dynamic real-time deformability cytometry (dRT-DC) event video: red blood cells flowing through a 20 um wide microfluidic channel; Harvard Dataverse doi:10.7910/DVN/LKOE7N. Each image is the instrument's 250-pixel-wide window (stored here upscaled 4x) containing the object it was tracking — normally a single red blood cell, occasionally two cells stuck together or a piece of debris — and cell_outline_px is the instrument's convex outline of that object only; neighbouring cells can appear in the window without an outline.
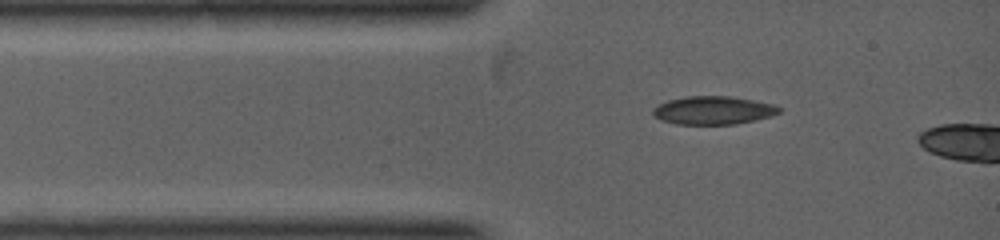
{"species": "common noctule bat (a hibernating species)", "species_latin": "Nyctalus noctula", "temperature_condition": "warm", "stored_images_in_passage": 3, "camera_frame_rate_fps": 5000, "um_per_image_px": 0.085, "animal": {"sex": "female", "body_mass_g": 19.0, "forearm_length_mm": 53.3}, "frame": {"image": 1, "passage_image": 1, "time_ms": 0.0, "image_size_px": [1000, 240], "cell_outline_px": [[780, 112], [772, 116], [756, 120], [736, 124], [676, 124], [660, 120], [652, 116], [652, 108], [668, 100], [684, 96], [728, 96], [776, 104], [780, 108]], "centroid_in_image_um": [60.61, 9.38], "position_along_channel_um": 24.4, "area_um2": 20.92}}